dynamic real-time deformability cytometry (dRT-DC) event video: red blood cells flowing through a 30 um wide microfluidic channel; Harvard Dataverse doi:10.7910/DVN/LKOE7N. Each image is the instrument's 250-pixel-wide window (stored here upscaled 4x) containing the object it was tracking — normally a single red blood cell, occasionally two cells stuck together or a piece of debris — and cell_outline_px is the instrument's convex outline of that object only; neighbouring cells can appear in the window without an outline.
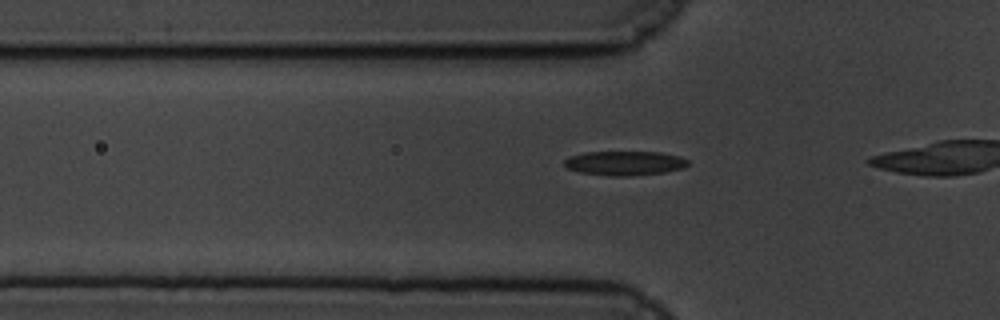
{"species": "common noctule bat (a hibernating species)", "species_latin": "Nyctalus noctula", "temperature_condition": "cold", "stored_images_in_passage": 13, "camera_frame_rate_fps": 3000, "um_per_image_px": 0.085, "animal": {"sex": "male", "body_mass_g": 19.5, "forearm_length_mm": 54.6}, "frame": {"image": 1, "passage_image": 6, "time_ms": 1.667, "image_size_px": [1000, 320], "cell_outline_px": [[688, 164], [684, 168], [664, 172], [632, 176], [612, 176], [580, 172], [568, 168], [564, 164], [564, 160], [572, 156], [584, 152], [660, 152], [680, 156], [688, 160]], "centroid_in_image_um": [53.13, 13.87], "position_along_channel_um": 72.7, "area_um2": 17.46}}
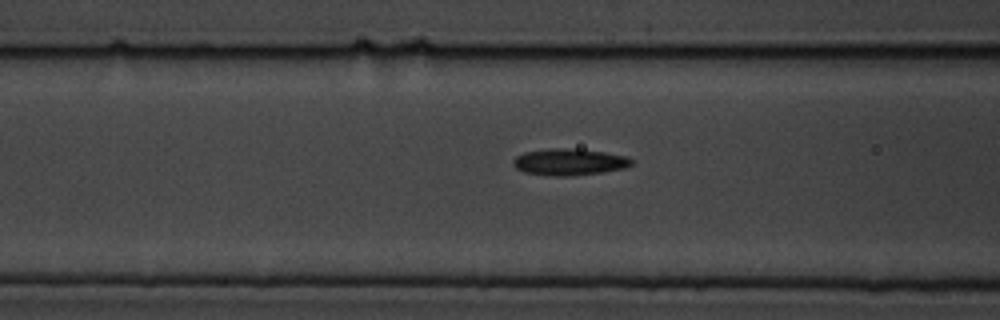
{"frame": {"image": 2, "passage_image": 10, "time_ms": 3.0, "image_size_px": [1000, 320], "cell_outline_px": [[632, 164], [624, 168], [600, 172], [568, 176], [552, 176], [524, 172], [516, 168], [512, 164], [512, 160], [516, 156], [524, 152], [552, 148], [576, 148], [604, 152], [628, 156], [632, 160]], "centroid_in_image_um": [48.36, 13.75], "position_along_channel_um": 118.2, "area_um2": 18.38}}